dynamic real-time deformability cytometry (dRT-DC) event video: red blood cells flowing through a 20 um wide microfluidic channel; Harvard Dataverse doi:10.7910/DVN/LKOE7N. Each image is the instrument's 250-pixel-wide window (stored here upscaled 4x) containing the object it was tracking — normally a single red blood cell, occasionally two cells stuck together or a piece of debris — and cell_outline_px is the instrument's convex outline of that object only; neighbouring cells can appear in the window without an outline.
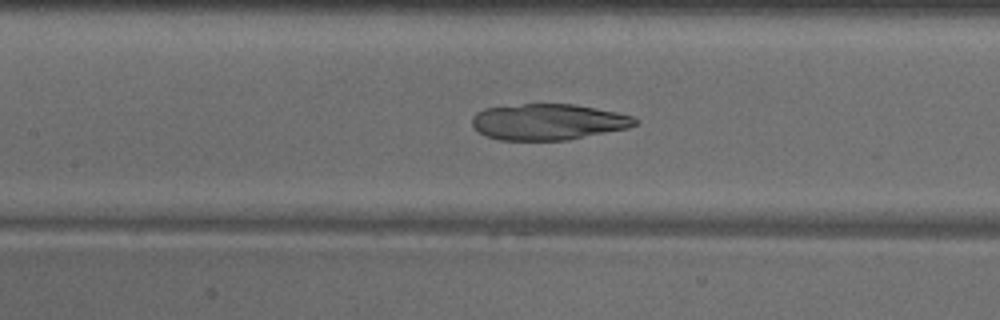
{"species": "common noctule bat (a hibernating species)", "species_latin": "Nyctalus noctula", "temperature_condition": "warm", "stored_images_in_passage": 48, "camera_frame_rate_fps": 3000, "um_per_image_px": 0.085, "animal": {"sex": "male", "body_mass_g": 18.8}, "frame": {"image": 1, "passage_image": 21, "time_ms": 6.667, "image_size_px": [1000, 320], "cell_outline_px": [[640, 120], [636, 124], [628, 128], [568, 140], [500, 140], [484, 136], [472, 124], [472, 116], [476, 112], [484, 108], [524, 104], [572, 104], [596, 108], [616, 112], [632, 116]], "centroid_in_image_um": [46.59, 10.36], "position_along_channel_um": 160.8, "area_um2": 34.28}}
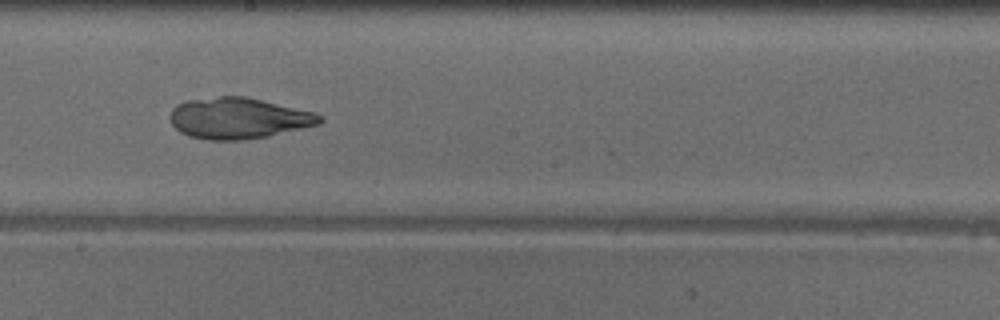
{"frame": {"image": 2, "passage_image": 26, "time_ms": 8.333, "image_size_px": [1000, 320], "cell_outline_px": [[324, 120], [320, 124], [268, 136], [240, 140], [208, 140], [188, 136], [180, 132], [172, 124], [168, 116], [172, 108], [176, 104], [188, 100], [220, 96], [244, 96], [312, 112], [320, 116]], "centroid_in_image_um": [20.21, 10.05], "position_along_channel_um": 228.0, "area_um2": 35.66}}
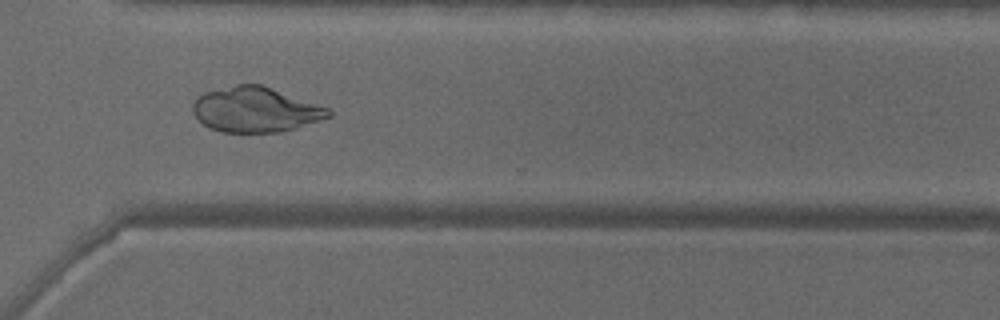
{"frame": {"image": 3, "passage_image": 35, "time_ms": 11.333, "image_size_px": [1000, 320], "cell_outline_px": [[332, 116], [296, 128], [280, 132], [220, 132], [208, 128], [192, 112], [192, 104], [196, 96], [204, 92], [236, 84], [260, 84], [328, 108], [332, 112]], "centroid_in_image_um": [21.67, 9.32], "position_along_channel_um": 348.9, "area_um2": 35.55}}